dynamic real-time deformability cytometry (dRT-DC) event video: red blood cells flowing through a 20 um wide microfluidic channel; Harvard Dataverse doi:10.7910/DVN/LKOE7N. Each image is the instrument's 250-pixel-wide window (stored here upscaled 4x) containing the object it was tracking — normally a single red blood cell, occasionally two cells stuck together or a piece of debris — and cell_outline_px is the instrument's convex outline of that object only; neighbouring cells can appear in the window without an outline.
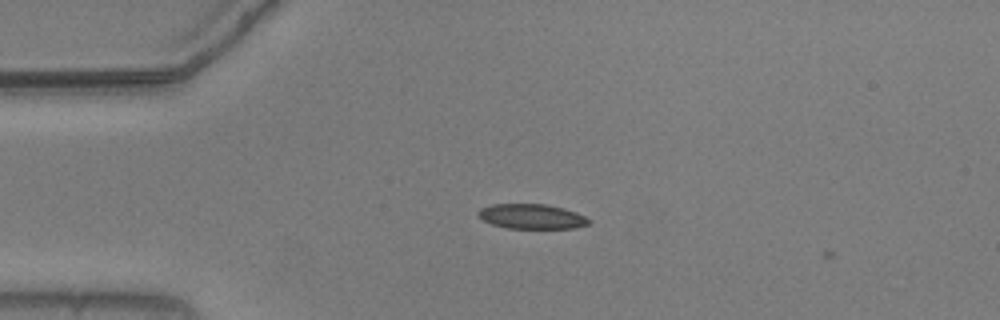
{"species": "common noctule bat (a hibernating species)", "species_latin": "Nyctalus noctula", "temperature_condition": "warm", "stored_images_in_passage": 2, "camera_frame_rate_fps": 3000, "um_per_image_px": 0.085, "animal": {"sex": "male", "body_mass_g": 20.5, "forearm_length_mm": 52.5}, "frame": {"image": 1, "passage_image": 1, "time_ms": 0.0, "image_size_px": [1000, 320], "cell_outline_px": [[588, 224], [576, 228], [508, 228], [492, 224], [484, 220], [476, 212], [480, 208], [492, 204], [544, 204], [564, 208], [576, 212], [584, 216], [588, 220]], "centroid_in_image_um": [45.17, 18.39], "position_along_channel_um": 39.8, "area_um2": 15.84}}